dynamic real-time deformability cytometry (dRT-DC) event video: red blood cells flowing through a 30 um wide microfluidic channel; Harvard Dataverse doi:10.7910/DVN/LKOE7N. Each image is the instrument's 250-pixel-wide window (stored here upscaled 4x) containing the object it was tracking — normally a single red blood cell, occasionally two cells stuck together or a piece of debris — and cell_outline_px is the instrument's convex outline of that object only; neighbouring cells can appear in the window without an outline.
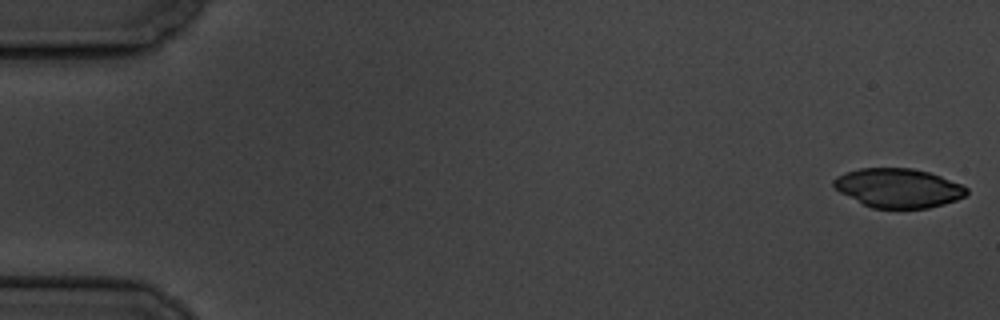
{"species": "common noctule bat (a hibernating species)", "species_latin": "Nyctalus noctula", "temperature_condition": "cold", "stored_images_in_passage": 57, "camera_frame_rate_fps": 3000, "um_per_image_px": 0.085, "animal": {"sex": "male", "body_mass_g": 19.5, "forearm_length_mm": 54.6}, "frame": {"image": 1, "passage_image": 1, "time_ms": 0.0, "image_size_px": [1000, 320], "cell_outline_px": [[968, 192], [964, 196], [956, 200], [944, 204], [928, 208], [872, 208], [840, 192], [832, 184], [832, 180], [836, 176], [860, 168], [912, 168], [928, 172], [940, 176], [960, 184], [968, 188]], "centroid_in_image_um": [76.35, 15.98], "position_along_channel_um": 8.6, "area_um2": 30.06}}